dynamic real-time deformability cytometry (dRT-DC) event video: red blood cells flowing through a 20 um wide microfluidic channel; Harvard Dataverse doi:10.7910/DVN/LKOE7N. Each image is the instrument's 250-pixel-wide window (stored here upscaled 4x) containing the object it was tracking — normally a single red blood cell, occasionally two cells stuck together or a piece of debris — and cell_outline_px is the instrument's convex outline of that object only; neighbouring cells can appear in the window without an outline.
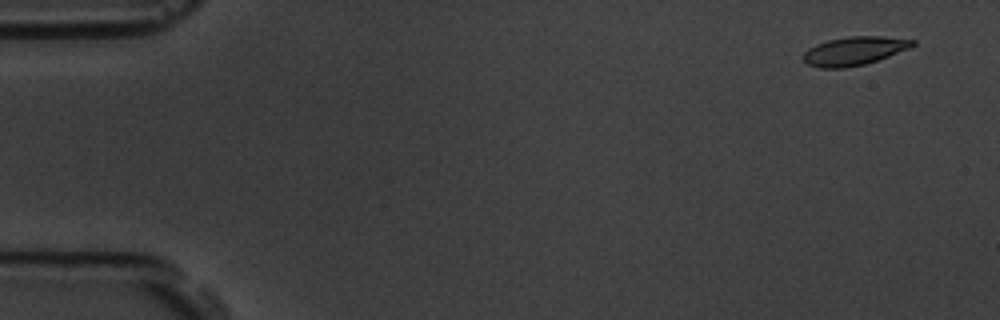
{"species": "common noctule bat (a hibernating species)", "species_latin": "Nyctalus noctula", "temperature_condition": "room temperature", "stored_images_in_passage": 58, "camera_frame_rate_fps": 3000, "um_per_image_px": 0.085, "animal": {"sex": "male", "body_mass_g": 19.5, "forearm_length_mm": 54.6}, "frame": {"image": 1, "passage_image": 4, "time_ms": 1.0, "image_size_px": [1000, 320], "cell_outline_px": [[916, 44], [908, 48], [888, 56], [864, 64], [844, 68], [820, 68], [808, 64], [804, 60], [804, 52], [808, 48], [816, 44], [828, 40], [848, 36], [884, 36], [916, 40]], "centroid_in_image_um": [72.6, 4.32], "position_along_channel_um": 12.4, "area_um2": 18.03}}
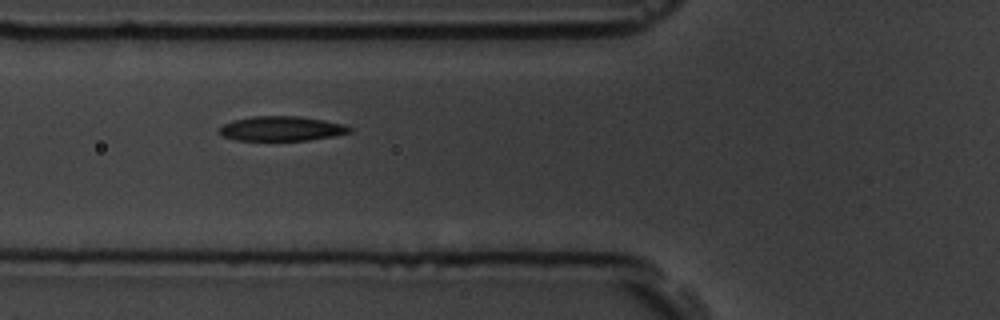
{"frame": {"image": 2, "passage_image": 22, "time_ms": 7.0, "image_size_px": [1000, 320], "cell_outline_px": [[352, 132], [332, 136], [308, 140], [236, 140], [224, 136], [220, 132], [220, 128], [224, 124], [232, 120], [252, 116], [300, 116], [324, 120], [344, 124], [352, 128]], "centroid_in_image_um": [23.95, 10.92], "position_along_channel_um": 101.8, "area_um2": 18.61}}
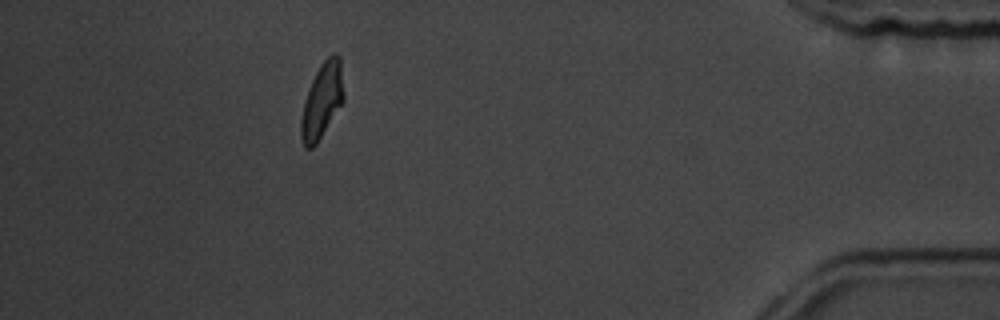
{"frame": {"image": 3, "passage_image": 52, "time_ms": 17.0, "image_size_px": [1000, 320], "cell_outline_px": [[344, 100], [316, 144], [312, 148], [304, 148], [300, 136], [300, 120], [304, 100], [308, 88], [320, 64], [332, 52], [336, 52], [340, 56], [344, 96]], "centroid_in_image_um": [27.36, 8.53], "position_along_channel_um": 407.8, "area_um2": 18.79}, "authors_computed_cell_mechanics": {"area_um2": 18.8139, "velocity_mm_per_s": 3.5905, "shape_relaxation_time_tau1_ms": 3.759, "shape_relaxation_time_tau2_ms": 2.1832, "deformation_change_tau1": 0.152, "deformation_change_tau2": 0.0717}}